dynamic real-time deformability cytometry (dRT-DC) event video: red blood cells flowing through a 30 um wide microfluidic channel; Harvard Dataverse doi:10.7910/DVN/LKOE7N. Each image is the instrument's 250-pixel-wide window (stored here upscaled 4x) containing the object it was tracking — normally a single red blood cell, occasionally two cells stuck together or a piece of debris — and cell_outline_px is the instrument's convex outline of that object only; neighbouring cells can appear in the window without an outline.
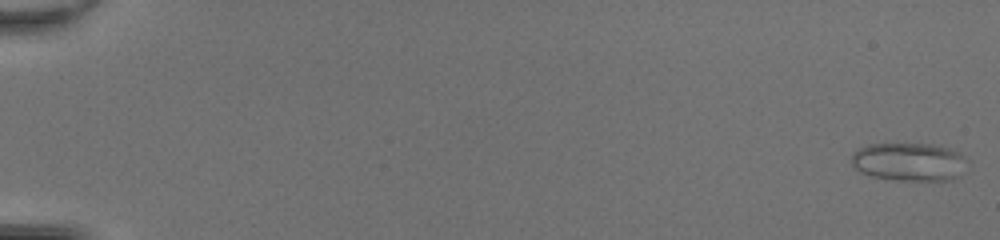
{"species": "common noctule bat (a hibernating species)", "species_latin": "Nyctalus noctula", "temperature_condition": "room temperature", "stored_images_in_passage": 49, "camera_frame_rate_fps": 3000, "um_per_image_px": 0.085, "animal": {"sex": "female", "body_mass_g": 20.0, "forearm_length_mm": 54.0}, "frame": {"image": 1, "passage_image": 1, "time_ms": 0.0, "image_size_px": [1000, 240], "cell_outline_px": [[968, 160], [956, 176], [952, 180], [900, 180], [872, 176], [860, 172], [852, 164], [852, 152], [868, 144], [932, 144], [948, 148], [960, 152]], "centroid_in_image_um": [77.25, 13.74], "position_along_channel_um": 7.7, "area_um2": 25.55}}
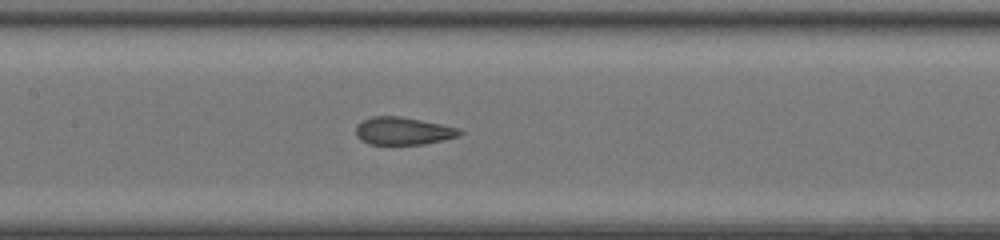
{"frame": {"image": 2, "passage_image": 26, "time_ms": 8.333, "image_size_px": [1000, 240], "cell_outline_px": [[464, 132], [460, 136], [424, 144], [368, 144], [360, 140], [356, 136], [356, 124], [372, 116], [400, 116], [460, 128]], "centroid_in_image_um": [34.26, 11.13], "position_along_channel_um": 173.1, "area_um2": 16.76}}
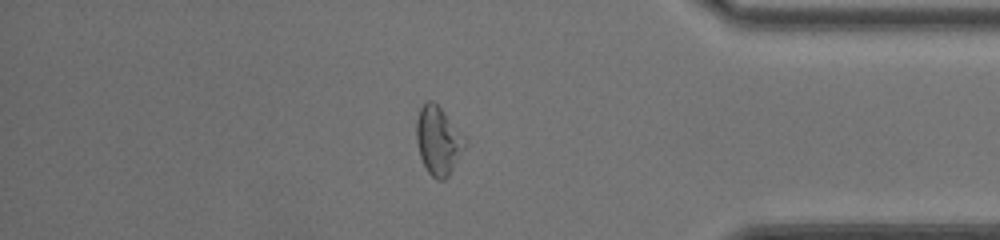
{"frame": {"image": 3, "passage_image": 43, "time_ms": 14.0, "image_size_px": [1000, 240], "cell_outline_px": [[468, 140], [464, 148], [448, 176], [444, 180], [436, 180], [428, 172], [420, 156], [416, 140], [416, 120], [420, 108], [428, 100], [432, 100], [440, 108]], "centroid_in_image_um": [37.24, 11.96], "position_along_channel_um": 398.0, "area_um2": 19.07}, "authors_computed_cell_mechanics": {"area_um2": 18.496, "velocity_mm_per_s": 4.3291, "shape_relaxation_time_tau1_ms": null, "shape_relaxation_time_tau2_ms": 0.8632, "deformation_change_tau1": null, "deformation_change_tau2": 0.0741}}